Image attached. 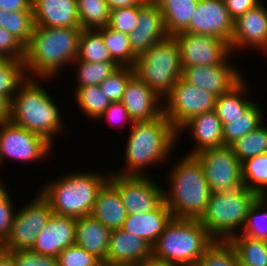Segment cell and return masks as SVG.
<instances>
[{"mask_svg": "<svg viewBox=\"0 0 267 266\" xmlns=\"http://www.w3.org/2000/svg\"><path fill=\"white\" fill-rule=\"evenodd\" d=\"M38 196L33 202L17 211L10 234L0 245V249L12 252L32 248L38 234L53 214L49 202L41 194Z\"/></svg>", "mask_w": 267, "mask_h": 266, "instance_id": "10", "label": "cell"}, {"mask_svg": "<svg viewBox=\"0 0 267 266\" xmlns=\"http://www.w3.org/2000/svg\"><path fill=\"white\" fill-rule=\"evenodd\" d=\"M170 172L171 191L164 192V202L174 218L199 219L205 212L212 190L203 168L194 155H187Z\"/></svg>", "mask_w": 267, "mask_h": 266, "instance_id": "3", "label": "cell"}, {"mask_svg": "<svg viewBox=\"0 0 267 266\" xmlns=\"http://www.w3.org/2000/svg\"><path fill=\"white\" fill-rule=\"evenodd\" d=\"M0 27L10 32L25 47L33 35V11L9 12L0 9Z\"/></svg>", "mask_w": 267, "mask_h": 266, "instance_id": "33", "label": "cell"}, {"mask_svg": "<svg viewBox=\"0 0 267 266\" xmlns=\"http://www.w3.org/2000/svg\"><path fill=\"white\" fill-rule=\"evenodd\" d=\"M177 133L178 131L163 114L153 120L134 122L126 143L125 162L128 170L116 174L145 175L141 172L143 167L167 158L177 142Z\"/></svg>", "mask_w": 267, "mask_h": 266, "instance_id": "2", "label": "cell"}, {"mask_svg": "<svg viewBox=\"0 0 267 266\" xmlns=\"http://www.w3.org/2000/svg\"><path fill=\"white\" fill-rule=\"evenodd\" d=\"M172 218L171 210L163 202L152 212L127 215L121 229L144 239L153 246Z\"/></svg>", "mask_w": 267, "mask_h": 266, "instance_id": "23", "label": "cell"}, {"mask_svg": "<svg viewBox=\"0 0 267 266\" xmlns=\"http://www.w3.org/2000/svg\"><path fill=\"white\" fill-rule=\"evenodd\" d=\"M214 242L198 219L173 217L152 246V255L175 266H196Z\"/></svg>", "mask_w": 267, "mask_h": 266, "instance_id": "4", "label": "cell"}, {"mask_svg": "<svg viewBox=\"0 0 267 266\" xmlns=\"http://www.w3.org/2000/svg\"><path fill=\"white\" fill-rule=\"evenodd\" d=\"M25 47L6 29L0 27V58L24 60Z\"/></svg>", "mask_w": 267, "mask_h": 266, "instance_id": "46", "label": "cell"}, {"mask_svg": "<svg viewBox=\"0 0 267 266\" xmlns=\"http://www.w3.org/2000/svg\"><path fill=\"white\" fill-rule=\"evenodd\" d=\"M161 11L167 33L173 36L185 31L199 0H153Z\"/></svg>", "mask_w": 267, "mask_h": 266, "instance_id": "27", "label": "cell"}, {"mask_svg": "<svg viewBox=\"0 0 267 266\" xmlns=\"http://www.w3.org/2000/svg\"><path fill=\"white\" fill-rule=\"evenodd\" d=\"M105 177L76 172L46 185L40 194L49 202L54 214L74 218L91 215L98 192L109 180Z\"/></svg>", "mask_w": 267, "mask_h": 266, "instance_id": "6", "label": "cell"}, {"mask_svg": "<svg viewBox=\"0 0 267 266\" xmlns=\"http://www.w3.org/2000/svg\"><path fill=\"white\" fill-rule=\"evenodd\" d=\"M191 129L197 142L196 148L189 155H195L203 150L223 147V125L215 110L201 113L187 121L181 129Z\"/></svg>", "mask_w": 267, "mask_h": 266, "instance_id": "25", "label": "cell"}, {"mask_svg": "<svg viewBox=\"0 0 267 266\" xmlns=\"http://www.w3.org/2000/svg\"><path fill=\"white\" fill-rule=\"evenodd\" d=\"M75 94L80 108L92 119H100V116L111 103L99 85L79 87Z\"/></svg>", "mask_w": 267, "mask_h": 266, "instance_id": "38", "label": "cell"}, {"mask_svg": "<svg viewBox=\"0 0 267 266\" xmlns=\"http://www.w3.org/2000/svg\"><path fill=\"white\" fill-rule=\"evenodd\" d=\"M258 197L255 191L245 186L212 193L198 220L215 240L228 241L235 235L236 227L242 225L244 228L249 208Z\"/></svg>", "mask_w": 267, "mask_h": 266, "instance_id": "7", "label": "cell"}, {"mask_svg": "<svg viewBox=\"0 0 267 266\" xmlns=\"http://www.w3.org/2000/svg\"><path fill=\"white\" fill-rule=\"evenodd\" d=\"M266 198L267 196H259L249 208L242 235L267 241V212H260L267 201Z\"/></svg>", "mask_w": 267, "mask_h": 266, "instance_id": "41", "label": "cell"}, {"mask_svg": "<svg viewBox=\"0 0 267 266\" xmlns=\"http://www.w3.org/2000/svg\"><path fill=\"white\" fill-rule=\"evenodd\" d=\"M78 64V87L100 85L107 77L113 74L120 66L116 62H85L75 60Z\"/></svg>", "mask_w": 267, "mask_h": 266, "instance_id": "39", "label": "cell"}, {"mask_svg": "<svg viewBox=\"0 0 267 266\" xmlns=\"http://www.w3.org/2000/svg\"><path fill=\"white\" fill-rule=\"evenodd\" d=\"M139 6L117 8L111 10L109 27L116 31L129 34L138 24Z\"/></svg>", "mask_w": 267, "mask_h": 266, "instance_id": "44", "label": "cell"}, {"mask_svg": "<svg viewBox=\"0 0 267 266\" xmlns=\"http://www.w3.org/2000/svg\"><path fill=\"white\" fill-rule=\"evenodd\" d=\"M261 115L260 107L253 102L242 116L228 119V124L223 126V147H230L239 138L256 129L261 124Z\"/></svg>", "mask_w": 267, "mask_h": 266, "instance_id": "31", "label": "cell"}, {"mask_svg": "<svg viewBox=\"0 0 267 266\" xmlns=\"http://www.w3.org/2000/svg\"><path fill=\"white\" fill-rule=\"evenodd\" d=\"M146 0H106L111 10L142 5Z\"/></svg>", "mask_w": 267, "mask_h": 266, "instance_id": "52", "label": "cell"}, {"mask_svg": "<svg viewBox=\"0 0 267 266\" xmlns=\"http://www.w3.org/2000/svg\"><path fill=\"white\" fill-rule=\"evenodd\" d=\"M16 266H58L57 257L41 255L31 250L9 252Z\"/></svg>", "mask_w": 267, "mask_h": 266, "instance_id": "45", "label": "cell"}, {"mask_svg": "<svg viewBox=\"0 0 267 266\" xmlns=\"http://www.w3.org/2000/svg\"><path fill=\"white\" fill-rule=\"evenodd\" d=\"M24 60L0 58V94L13 100L17 88L25 81ZM24 77V78H23ZM25 79V80H24Z\"/></svg>", "mask_w": 267, "mask_h": 266, "instance_id": "36", "label": "cell"}, {"mask_svg": "<svg viewBox=\"0 0 267 266\" xmlns=\"http://www.w3.org/2000/svg\"><path fill=\"white\" fill-rule=\"evenodd\" d=\"M244 86V81L241 79L229 91L216 97L214 110L223 126L228 124V119H236L242 116L253 103V101L242 99V93L246 91Z\"/></svg>", "mask_w": 267, "mask_h": 266, "instance_id": "28", "label": "cell"}, {"mask_svg": "<svg viewBox=\"0 0 267 266\" xmlns=\"http://www.w3.org/2000/svg\"><path fill=\"white\" fill-rule=\"evenodd\" d=\"M159 99L161 96L134 74L126 85L121 102L133 122H140L153 120L163 114L164 107L158 105Z\"/></svg>", "mask_w": 267, "mask_h": 266, "instance_id": "19", "label": "cell"}, {"mask_svg": "<svg viewBox=\"0 0 267 266\" xmlns=\"http://www.w3.org/2000/svg\"><path fill=\"white\" fill-rule=\"evenodd\" d=\"M51 145L43 136L11 121L0 123V163L3 157L36 161L48 154Z\"/></svg>", "mask_w": 267, "mask_h": 266, "instance_id": "14", "label": "cell"}, {"mask_svg": "<svg viewBox=\"0 0 267 266\" xmlns=\"http://www.w3.org/2000/svg\"><path fill=\"white\" fill-rule=\"evenodd\" d=\"M91 215L106 228L121 229L127 217L118 189L108 180L98 192Z\"/></svg>", "mask_w": 267, "mask_h": 266, "instance_id": "26", "label": "cell"}, {"mask_svg": "<svg viewBox=\"0 0 267 266\" xmlns=\"http://www.w3.org/2000/svg\"><path fill=\"white\" fill-rule=\"evenodd\" d=\"M194 156L201 163L204 176L213 193L244 186L242 163L231 147L207 149Z\"/></svg>", "mask_w": 267, "mask_h": 266, "instance_id": "11", "label": "cell"}, {"mask_svg": "<svg viewBox=\"0 0 267 266\" xmlns=\"http://www.w3.org/2000/svg\"><path fill=\"white\" fill-rule=\"evenodd\" d=\"M257 46L267 52V9L262 3L249 9L234 20V31L230 41V49Z\"/></svg>", "mask_w": 267, "mask_h": 266, "instance_id": "20", "label": "cell"}, {"mask_svg": "<svg viewBox=\"0 0 267 266\" xmlns=\"http://www.w3.org/2000/svg\"><path fill=\"white\" fill-rule=\"evenodd\" d=\"M2 186L3 185H1L0 183V201L3 200L8 195L7 190H5L4 186L3 187Z\"/></svg>", "mask_w": 267, "mask_h": 266, "instance_id": "55", "label": "cell"}, {"mask_svg": "<svg viewBox=\"0 0 267 266\" xmlns=\"http://www.w3.org/2000/svg\"><path fill=\"white\" fill-rule=\"evenodd\" d=\"M101 266H113V265H107V264H104V263H103Z\"/></svg>", "mask_w": 267, "mask_h": 266, "instance_id": "56", "label": "cell"}, {"mask_svg": "<svg viewBox=\"0 0 267 266\" xmlns=\"http://www.w3.org/2000/svg\"><path fill=\"white\" fill-rule=\"evenodd\" d=\"M163 115L177 131L192 117L215 109L216 96L193 86L182 77L165 96Z\"/></svg>", "mask_w": 267, "mask_h": 266, "instance_id": "9", "label": "cell"}, {"mask_svg": "<svg viewBox=\"0 0 267 266\" xmlns=\"http://www.w3.org/2000/svg\"><path fill=\"white\" fill-rule=\"evenodd\" d=\"M128 36L132 52L137 58L153 44L170 36L165 27L164 17L153 0H146L139 5L138 24Z\"/></svg>", "mask_w": 267, "mask_h": 266, "instance_id": "16", "label": "cell"}, {"mask_svg": "<svg viewBox=\"0 0 267 266\" xmlns=\"http://www.w3.org/2000/svg\"><path fill=\"white\" fill-rule=\"evenodd\" d=\"M76 218L52 214L31 251L57 257L65 248L75 244Z\"/></svg>", "mask_w": 267, "mask_h": 266, "instance_id": "18", "label": "cell"}, {"mask_svg": "<svg viewBox=\"0 0 267 266\" xmlns=\"http://www.w3.org/2000/svg\"><path fill=\"white\" fill-rule=\"evenodd\" d=\"M81 31V27L35 26L25 46V71L50 78L62 65L75 62Z\"/></svg>", "mask_w": 267, "mask_h": 266, "instance_id": "1", "label": "cell"}, {"mask_svg": "<svg viewBox=\"0 0 267 266\" xmlns=\"http://www.w3.org/2000/svg\"><path fill=\"white\" fill-rule=\"evenodd\" d=\"M33 0H0V9L9 12L33 11Z\"/></svg>", "mask_w": 267, "mask_h": 266, "instance_id": "50", "label": "cell"}, {"mask_svg": "<svg viewBox=\"0 0 267 266\" xmlns=\"http://www.w3.org/2000/svg\"><path fill=\"white\" fill-rule=\"evenodd\" d=\"M77 59L85 62H115L106 47L101 29H82Z\"/></svg>", "mask_w": 267, "mask_h": 266, "instance_id": "29", "label": "cell"}, {"mask_svg": "<svg viewBox=\"0 0 267 266\" xmlns=\"http://www.w3.org/2000/svg\"><path fill=\"white\" fill-rule=\"evenodd\" d=\"M242 178L247 189L259 196H267V153L243 161Z\"/></svg>", "mask_w": 267, "mask_h": 266, "instance_id": "35", "label": "cell"}, {"mask_svg": "<svg viewBox=\"0 0 267 266\" xmlns=\"http://www.w3.org/2000/svg\"><path fill=\"white\" fill-rule=\"evenodd\" d=\"M233 31L234 20L223 0H199L184 32L217 37L230 44Z\"/></svg>", "mask_w": 267, "mask_h": 266, "instance_id": "15", "label": "cell"}, {"mask_svg": "<svg viewBox=\"0 0 267 266\" xmlns=\"http://www.w3.org/2000/svg\"><path fill=\"white\" fill-rule=\"evenodd\" d=\"M111 230L96 220L92 215L76 218L75 244L88 253L95 255L107 264V251Z\"/></svg>", "mask_w": 267, "mask_h": 266, "instance_id": "24", "label": "cell"}, {"mask_svg": "<svg viewBox=\"0 0 267 266\" xmlns=\"http://www.w3.org/2000/svg\"><path fill=\"white\" fill-rule=\"evenodd\" d=\"M233 20L243 15L249 9L261 3L259 0H223Z\"/></svg>", "mask_w": 267, "mask_h": 266, "instance_id": "49", "label": "cell"}, {"mask_svg": "<svg viewBox=\"0 0 267 266\" xmlns=\"http://www.w3.org/2000/svg\"><path fill=\"white\" fill-rule=\"evenodd\" d=\"M0 266H16L12 255L0 249Z\"/></svg>", "mask_w": 267, "mask_h": 266, "instance_id": "54", "label": "cell"}, {"mask_svg": "<svg viewBox=\"0 0 267 266\" xmlns=\"http://www.w3.org/2000/svg\"><path fill=\"white\" fill-rule=\"evenodd\" d=\"M18 89L12 100L10 121L52 144L53 134L62 130L58 107L45 89L30 77Z\"/></svg>", "mask_w": 267, "mask_h": 266, "instance_id": "5", "label": "cell"}, {"mask_svg": "<svg viewBox=\"0 0 267 266\" xmlns=\"http://www.w3.org/2000/svg\"><path fill=\"white\" fill-rule=\"evenodd\" d=\"M134 74L133 67H119L99 86L110 102L122 101L126 85Z\"/></svg>", "mask_w": 267, "mask_h": 266, "instance_id": "42", "label": "cell"}, {"mask_svg": "<svg viewBox=\"0 0 267 266\" xmlns=\"http://www.w3.org/2000/svg\"><path fill=\"white\" fill-rule=\"evenodd\" d=\"M12 206L9 195L0 201V245L9 236L14 222L16 212Z\"/></svg>", "mask_w": 267, "mask_h": 266, "instance_id": "47", "label": "cell"}, {"mask_svg": "<svg viewBox=\"0 0 267 266\" xmlns=\"http://www.w3.org/2000/svg\"><path fill=\"white\" fill-rule=\"evenodd\" d=\"M109 181L118 189L127 215L149 213L164 202V192L147 175L112 174Z\"/></svg>", "mask_w": 267, "mask_h": 266, "instance_id": "12", "label": "cell"}, {"mask_svg": "<svg viewBox=\"0 0 267 266\" xmlns=\"http://www.w3.org/2000/svg\"><path fill=\"white\" fill-rule=\"evenodd\" d=\"M12 101L0 94V123L9 122L11 119Z\"/></svg>", "mask_w": 267, "mask_h": 266, "instance_id": "51", "label": "cell"}, {"mask_svg": "<svg viewBox=\"0 0 267 266\" xmlns=\"http://www.w3.org/2000/svg\"><path fill=\"white\" fill-rule=\"evenodd\" d=\"M58 266H101L103 262L77 244L62 250L57 256Z\"/></svg>", "mask_w": 267, "mask_h": 266, "instance_id": "43", "label": "cell"}, {"mask_svg": "<svg viewBox=\"0 0 267 266\" xmlns=\"http://www.w3.org/2000/svg\"><path fill=\"white\" fill-rule=\"evenodd\" d=\"M103 117H107L110 124H115V122L118 123L119 121H125V123L128 121L130 124L134 123L121 101L111 102L110 105L103 112V114L100 116V118Z\"/></svg>", "mask_w": 267, "mask_h": 266, "instance_id": "48", "label": "cell"}, {"mask_svg": "<svg viewBox=\"0 0 267 266\" xmlns=\"http://www.w3.org/2000/svg\"><path fill=\"white\" fill-rule=\"evenodd\" d=\"M151 255L152 246L144 239L122 229L111 232L107 265L137 266Z\"/></svg>", "mask_w": 267, "mask_h": 266, "instance_id": "21", "label": "cell"}, {"mask_svg": "<svg viewBox=\"0 0 267 266\" xmlns=\"http://www.w3.org/2000/svg\"><path fill=\"white\" fill-rule=\"evenodd\" d=\"M82 29H101L109 25L111 9L106 0H76Z\"/></svg>", "mask_w": 267, "mask_h": 266, "instance_id": "32", "label": "cell"}, {"mask_svg": "<svg viewBox=\"0 0 267 266\" xmlns=\"http://www.w3.org/2000/svg\"><path fill=\"white\" fill-rule=\"evenodd\" d=\"M102 37L112 59L120 67H133L135 65L137 57L130 47L128 34L106 26L102 28Z\"/></svg>", "mask_w": 267, "mask_h": 266, "instance_id": "34", "label": "cell"}, {"mask_svg": "<svg viewBox=\"0 0 267 266\" xmlns=\"http://www.w3.org/2000/svg\"><path fill=\"white\" fill-rule=\"evenodd\" d=\"M196 266H240L235 248L229 241L215 240Z\"/></svg>", "mask_w": 267, "mask_h": 266, "instance_id": "40", "label": "cell"}, {"mask_svg": "<svg viewBox=\"0 0 267 266\" xmlns=\"http://www.w3.org/2000/svg\"><path fill=\"white\" fill-rule=\"evenodd\" d=\"M225 60L211 66H189L182 68V78L188 83L210 92L216 97L229 91L243 77Z\"/></svg>", "mask_w": 267, "mask_h": 266, "instance_id": "17", "label": "cell"}, {"mask_svg": "<svg viewBox=\"0 0 267 266\" xmlns=\"http://www.w3.org/2000/svg\"><path fill=\"white\" fill-rule=\"evenodd\" d=\"M240 162L267 153V128L260 124L230 146Z\"/></svg>", "mask_w": 267, "mask_h": 266, "instance_id": "37", "label": "cell"}, {"mask_svg": "<svg viewBox=\"0 0 267 266\" xmlns=\"http://www.w3.org/2000/svg\"><path fill=\"white\" fill-rule=\"evenodd\" d=\"M228 241L235 248L241 266H267L266 240L235 234Z\"/></svg>", "mask_w": 267, "mask_h": 266, "instance_id": "30", "label": "cell"}, {"mask_svg": "<svg viewBox=\"0 0 267 266\" xmlns=\"http://www.w3.org/2000/svg\"><path fill=\"white\" fill-rule=\"evenodd\" d=\"M173 37L179 47L182 68L219 65L231 53L229 43L217 37L184 31Z\"/></svg>", "mask_w": 267, "mask_h": 266, "instance_id": "13", "label": "cell"}, {"mask_svg": "<svg viewBox=\"0 0 267 266\" xmlns=\"http://www.w3.org/2000/svg\"><path fill=\"white\" fill-rule=\"evenodd\" d=\"M35 26L80 27L76 0H33Z\"/></svg>", "mask_w": 267, "mask_h": 266, "instance_id": "22", "label": "cell"}, {"mask_svg": "<svg viewBox=\"0 0 267 266\" xmlns=\"http://www.w3.org/2000/svg\"><path fill=\"white\" fill-rule=\"evenodd\" d=\"M137 266H175L168 261L163 259L156 258L155 256L151 255L150 257L145 258L142 260Z\"/></svg>", "mask_w": 267, "mask_h": 266, "instance_id": "53", "label": "cell"}, {"mask_svg": "<svg viewBox=\"0 0 267 266\" xmlns=\"http://www.w3.org/2000/svg\"><path fill=\"white\" fill-rule=\"evenodd\" d=\"M134 73L159 96L165 97L182 77L179 47L173 36L153 44L140 55L133 66Z\"/></svg>", "mask_w": 267, "mask_h": 266, "instance_id": "8", "label": "cell"}]
</instances>
